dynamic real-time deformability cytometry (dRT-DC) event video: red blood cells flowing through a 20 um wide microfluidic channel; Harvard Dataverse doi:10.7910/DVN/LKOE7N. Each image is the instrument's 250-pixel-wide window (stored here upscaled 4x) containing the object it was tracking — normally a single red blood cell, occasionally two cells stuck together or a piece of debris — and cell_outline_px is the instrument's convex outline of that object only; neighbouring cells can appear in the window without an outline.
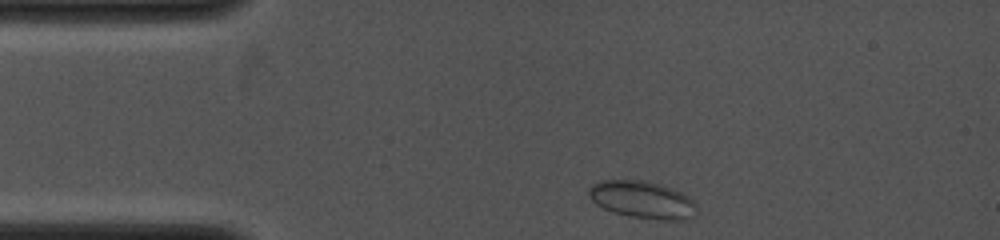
{"species": "common noctule bat (a hibernating species)", "species_latin": "Nyctalus noctula", "temperature_condition": "cold", "stored_images_in_passage": 43, "camera_frame_rate_fps": 4000, "um_per_image_px": 0.085, "animal": {"sex": "female", "body_mass_g": 19.0, "forearm_length_mm": 53.3}, "frame": {"image": 1, "passage_image": 1, "time_ms": 0.0, "image_size_px": [1000, 240], "cell_outline_px": [[696, 216], [684, 220], [660, 220], [628, 216], [604, 208], [596, 204], [592, 200], [588, 192], [588, 188], [592, 184], [600, 180], [640, 180], [660, 184], [672, 188], [688, 196], [696, 204]], "centroid_in_image_um": [54.62, 16.98], "position_along_channel_um": 30.4, "area_um2": 23.52}}
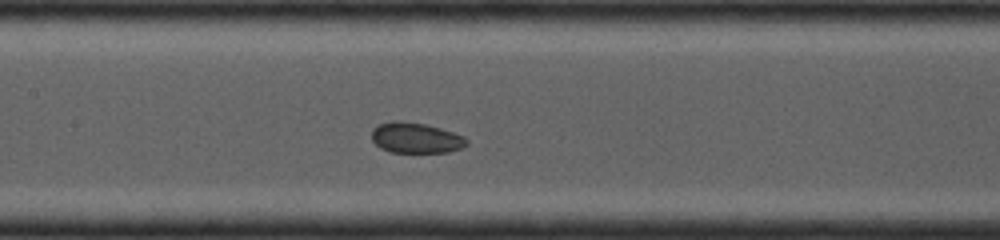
{"frame": {"image": 2, "passage_image": 17, "time_ms": 4.0, "image_size_px": [1000, 240], "cell_outline_px": [[468, 144], [460, 148], [448, 152], [392, 152], [380, 148], [372, 140], [372, 128], [380, 124], [392, 120], [400, 120], [424, 124], [440, 128], [464, 136], [468, 140]], "centroid_in_image_um": [35.33, 11.71], "position_along_channel_um": 172.1, "area_um2": 16.88}}
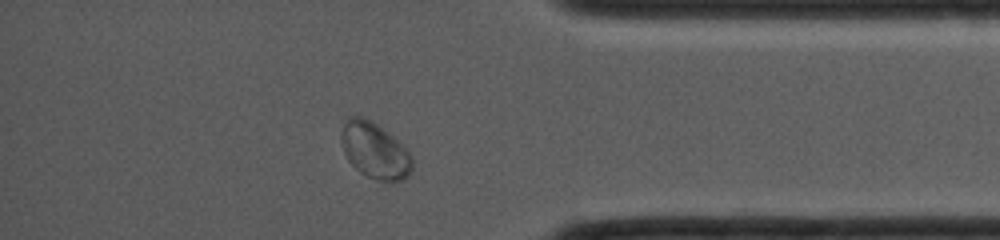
{"frame": {"image": 3, "passage_image": 38, "time_ms": 9.25, "image_size_px": [1000, 240], "cell_outline_px": [[412, 168], [408, 176], [404, 180], [376, 180], [360, 172], [348, 160], [344, 152], [340, 140], [340, 132], [348, 116], [364, 116], [376, 124], [404, 144], [408, 148], [412, 156]], "centroid_in_image_um": [31.86, 12.77], "position_along_channel_um": 403.3, "area_um2": 23.29}}